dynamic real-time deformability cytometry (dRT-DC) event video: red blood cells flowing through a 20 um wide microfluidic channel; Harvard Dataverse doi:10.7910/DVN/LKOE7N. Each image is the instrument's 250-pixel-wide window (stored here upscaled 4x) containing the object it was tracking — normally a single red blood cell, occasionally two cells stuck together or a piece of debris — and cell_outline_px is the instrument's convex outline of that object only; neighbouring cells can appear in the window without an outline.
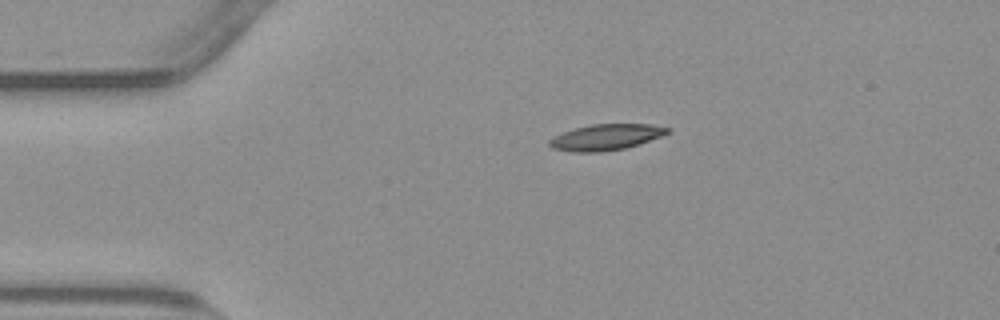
{"species": "common noctule bat (a hibernating species)", "species_latin": "Nyctalus noctula", "temperature_condition": "warm", "stored_images_in_passage": 44, "camera_frame_rate_fps": 3000, "um_per_image_px": 0.085, "animal": {"sex": "male", "body_mass_g": 23.1, "forearm_length_mm": 52.7}, "frame": {"image": 1, "passage_image": 1, "time_ms": 0.0, "image_size_px": [1000, 320], "cell_outline_px": [[672, 132], [640, 144], [624, 148], [600, 152], [572, 152], [552, 148], [548, 144], [548, 140], [564, 132], [576, 128], [592, 124], [652, 124], [672, 128]], "centroid_in_image_um": [51.56, 11.66], "position_along_channel_um": 33.4, "area_um2": 17.92}}
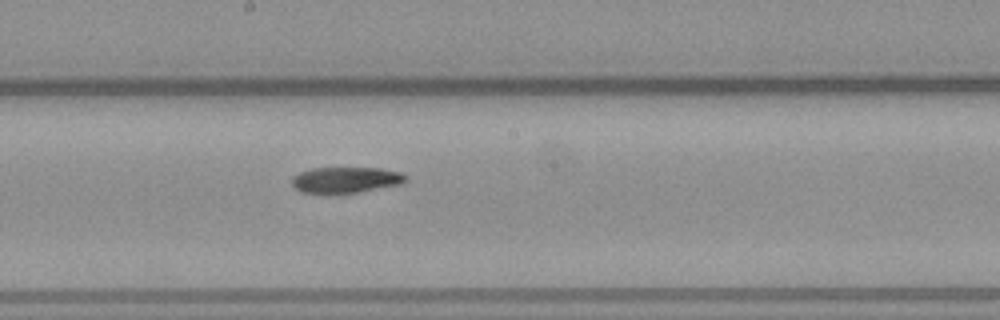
{"frame": {"image": 2, "passage_image": 19, "time_ms": 6.0, "image_size_px": [1000, 320], "cell_outline_px": [[408, 180], [400, 184], [356, 192], [332, 196], [300, 192], [292, 184], [292, 176], [300, 172], [312, 168], [380, 168], [400, 172], [408, 176]], "centroid_in_image_um": [29.34, 15.32], "position_along_channel_um": 218.9, "area_um2": 17.69}}
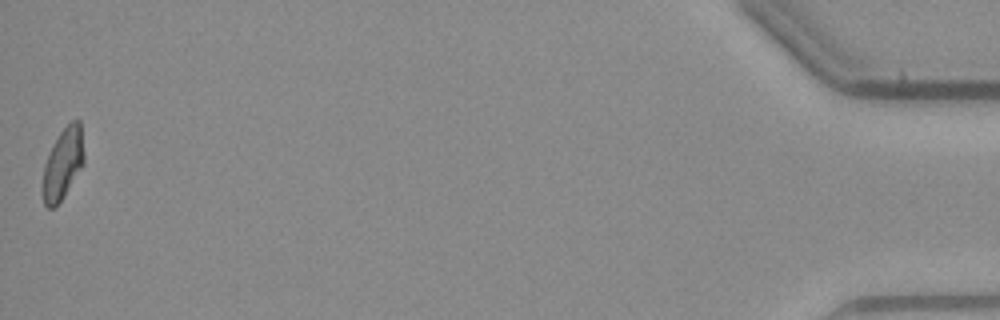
{"frame": {"image": 3, "passage_image": 44, "time_ms": 14.333, "image_size_px": [1000, 320], "cell_outline_px": [[84, 164], [64, 196], [52, 208], [48, 208], [44, 204], [44, 164], [60, 132], [72, 120], [80, 120], [84, 152]], "centroid_in_image_um": [5.39, 13.89], "position_along_channel_um": 429.8, "area_um2": 16.59}, "authors_computed_cell_mechanics": {"area_um2": 17.918, "velocity_mm_per_s": 3.7903, "shape_relaxation_time_tau1_ms": null, "shape_relaxation_time_tau2_ms": 11.0852, "deformation_change_tau1": null, "deformation_change_tau2": 0.192}}